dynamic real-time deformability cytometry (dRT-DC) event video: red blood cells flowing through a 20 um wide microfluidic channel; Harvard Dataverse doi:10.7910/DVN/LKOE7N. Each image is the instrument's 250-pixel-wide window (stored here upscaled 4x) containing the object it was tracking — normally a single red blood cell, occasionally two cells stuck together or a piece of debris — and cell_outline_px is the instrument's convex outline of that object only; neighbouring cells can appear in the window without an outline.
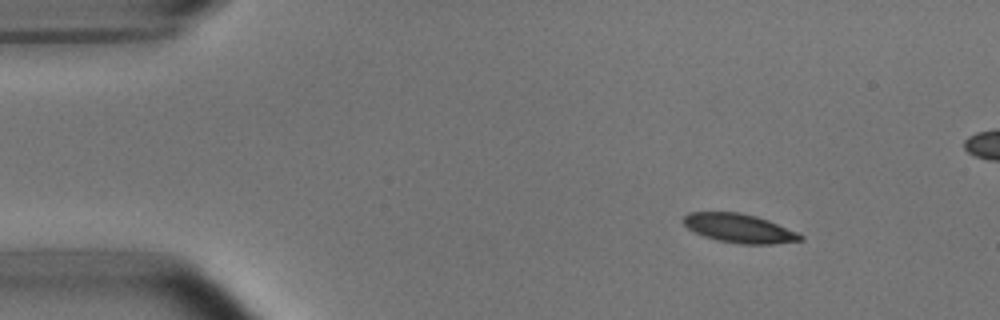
{"species": "common noctule bat (a hibernating species)", "species_latin": "Nyctalus noctula", "temperature_condition": "room temperature", "stored_images_in_passage": 23, "camera_frame_rate_fps": 3000, "um_per_image_px": 0.085, "animal": {"sex": "male", "body_mass_g": 15.6}, "frame": {"image": 1, "passage_image": 6, "time_ms": 1.667, "image_size_px": [1000, 320], "cell_outline_px": [[804, 240], [772, 244], [740, 244], [716, 240], [704, 236], [688, 228], [680, 220], [688, 212], [740, 212], [756, 216], [768, 220], [796, 232], [804, 236]], "centroid_in_image_um": [62.81, 19.4], "position_along_channel_um": 22.2, "area_um2": 19.71}}